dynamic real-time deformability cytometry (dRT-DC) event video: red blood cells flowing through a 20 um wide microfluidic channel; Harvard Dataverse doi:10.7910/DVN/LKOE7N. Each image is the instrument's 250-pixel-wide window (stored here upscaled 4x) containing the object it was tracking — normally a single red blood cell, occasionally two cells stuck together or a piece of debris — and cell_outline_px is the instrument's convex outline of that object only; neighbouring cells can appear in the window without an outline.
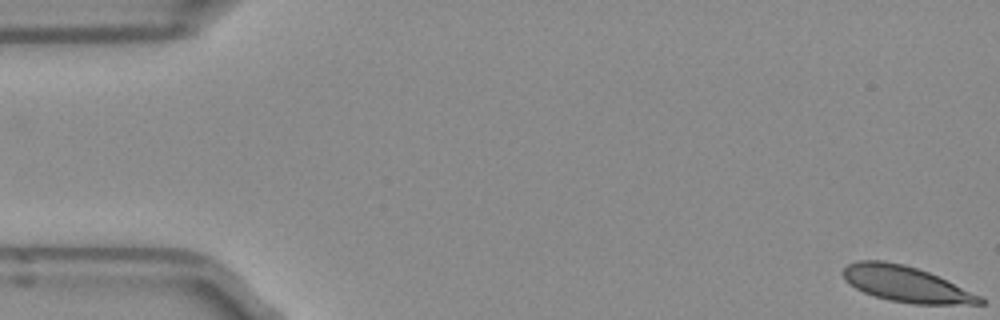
{"species": "Egyptian fruit bat (a non-hibernating species)", "species_latin": "Rousettus aegyptiacus", "temperature_condition": "room temperature", "stored_images_in_passage": 5, "camera_frame_rate_fps": 3000, "um_per_image_px": 0.085, "frame": {"image": 1, "passage_image": 1, "time_ms": 0.0, "image_size_px": [1000, 320], "cell_outline_px": [[984, 304], [912, 304], [888, 300], [864, 292], [856, 288], [844, 280], [840, 272], [848, 264], [860, 260], [880, 260], [904, 264], [928, 272], [980, 296], [984, 300]], "centroid_in_image_um": [76.95, 24.14], "position_along_channel_um": 8.1, "area_um2": 28.21}}
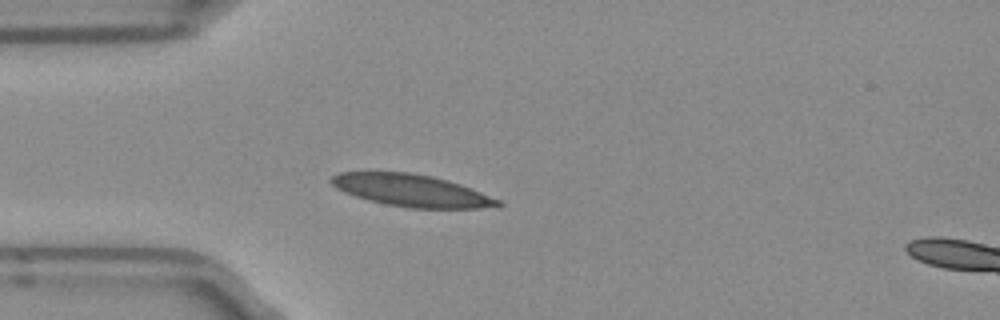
{"frame": {"image": 2, "passage_image": 5, "time_ms": 1.333, "image_size_px": [1000, 320], "cell_outline_px": [[504, 204], [480, 208], [412, 208], [384, 204], [368, 200], [344, 192], [336, 188], [328, 180], [332, 176], [340, 172], [408, 172], [432, 176], [448, 180], [460, 184], [500, 200]], "centroid_in_image_um": [34.93, 16.18], "position_along_channel_um": 50.1, "area_um2": 30.98}}